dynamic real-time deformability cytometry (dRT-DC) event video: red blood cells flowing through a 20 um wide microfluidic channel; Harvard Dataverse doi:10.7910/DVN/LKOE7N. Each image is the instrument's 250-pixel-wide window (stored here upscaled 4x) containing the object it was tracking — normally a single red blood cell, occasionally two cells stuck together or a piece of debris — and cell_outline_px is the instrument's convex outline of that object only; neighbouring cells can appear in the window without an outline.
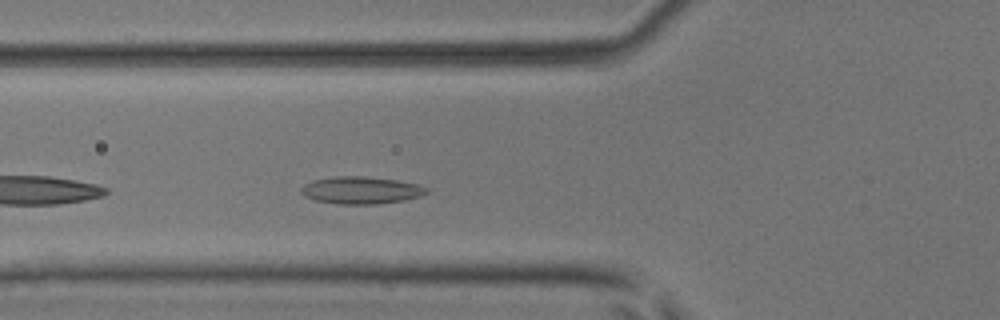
{"species": "common noctule bat (a hibernating species)", "species_latin": "Nyctalus noctula", "temperature_condition": "room temperature", "stored_images_in_passage": 36, "camera_frame_rate_fps": 3000, "um_per_image_px": 0.085, "animal": {"sex": "male", "body_mass_g": 17.9, "forearm_length_mm": 54.2}, "frame": {"image": 1, "passage_image": 4, "time_ms": 1.0, "image_size_px": [1000, 320], "cell_outline_px": [[428, 192], [420, 196], [404, 200], [376, 204], [340, 204], [316, 200], [304, 196], [300, 192], [300, 188], [304, 184], [312, 180], [336, 176], [364, 176], [396, 180], [420, 184], [428, 188]], "centroid_in_image_um": [30.69, 16.16], "position_along_channel_um": 95.1, "area_um2": 20.0}}
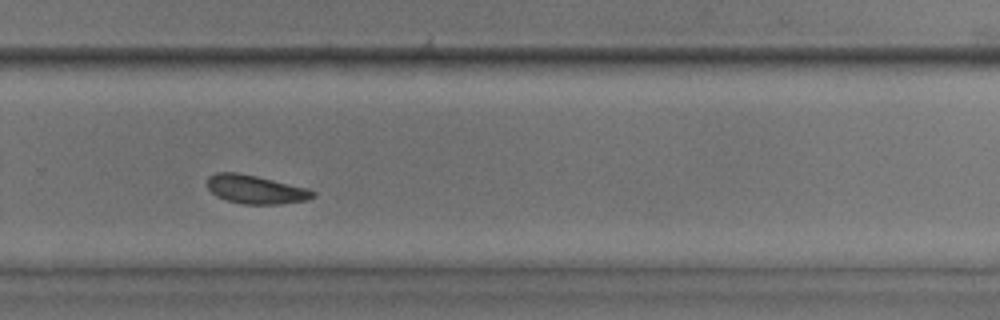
{"frame": {"image": 2, "passage_image": 20, "time_ms": 6.333, "image_size_px": [1000, 320], "cell_outline_px": [[316, 196], [304, 200], [280, 204], [244, 204], [224, 200], [216, 196], [208, 188], [208, 176], [216, 172], [240, 172], [308, 188], [316, 192]], "centroid_in_image_um": [21.71, 16.09], "position_along_channel_um": 308.1, "area_um2": 17.69}}
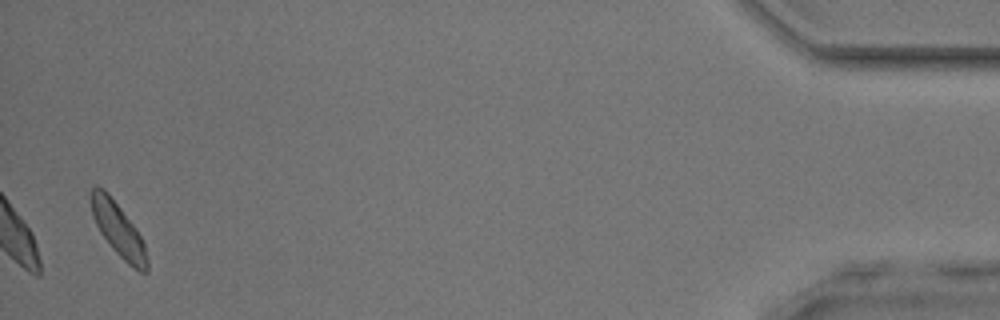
{"frame": {"image": 3, "passage_image": 35, "time_ms": 11.333, "image_size_px": [1000, 320], "cell_outline_px": [[148, 272], [140, 272], [132, 268], [112, 248], [100, 232], [92, 216], [88, 196], [88, 192], [96, 184], [104, 188], [108, 192], [136, 228], [144, 244], [148, 260]], "centroid_in_image_um": [10.01, 19.46], "position_along_channel_um": 425.2, "area_um2": 17.8}, "authors_computed_cell_mechanics": {"area_um2": 17.6868, "velocity_mm_per_s": 4.0069, "shape_relaxation_time_tau1_ms": 9.8671, "shape_relaxation_time_tau2_ms": 3.6395, "deformation_change_tau1": 0.1462, "deformation_change_tau2": 0.0839}}